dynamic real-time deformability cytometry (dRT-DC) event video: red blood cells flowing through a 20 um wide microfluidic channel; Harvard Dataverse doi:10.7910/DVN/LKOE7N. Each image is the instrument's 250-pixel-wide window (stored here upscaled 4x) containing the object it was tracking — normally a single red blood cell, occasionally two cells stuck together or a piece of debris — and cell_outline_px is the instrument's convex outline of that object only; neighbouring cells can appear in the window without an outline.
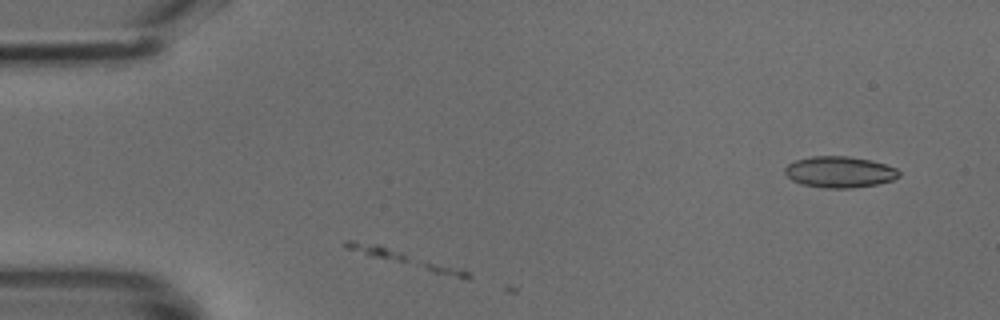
{"species": "common noctule bat (a hibernating species)", "species_latin": "Nyctalus noctula", "temperature_condition": "cold", "stored_images_in_passage": 47, "camera_frame_rate_fps": 3000, "um_per_image_px": 0.085, "animal": {"sex": "male", "body_mass_g": 18.8}, "frame": {"image": 1, "passage_image": 2, "time_ms": 0.333, "image_size_px": [1000, 320], "cell_outline_px": [[896, 176], [888, 180], [872, 184], [808, 184], [800, 180], [792, 164], [804, 160], [864, 160], [880, 164], [892, 168], [896, 172]], "centroid_in_image_um": [71.62, 14.62], "position_along_channel_um": 13.4, "area_um2": 15.43}}
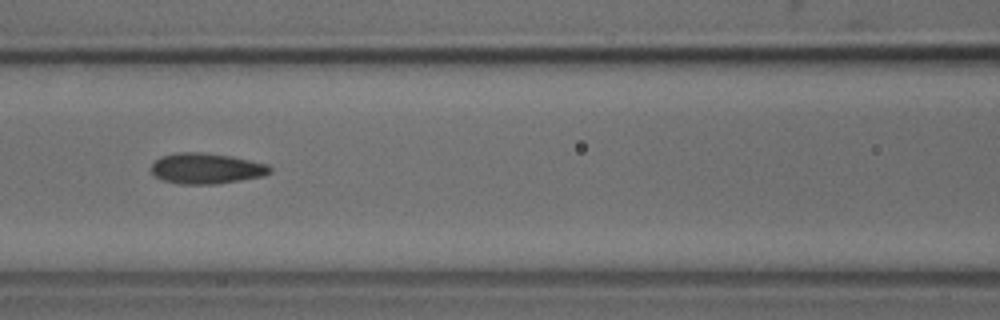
{"frame": {"image": 2, "passage_image": 20, "time_ms": 6.333, "image_size_px": [1000, 320], "cell_outline_px": [[268, 168], [264, 172], [248, 176], [228, 180], [172, 180], [160, 176], [152, 168], [160, 160], [168, 156], [216, 156], [240, 160], [256, 164]], "centroid_in_image_um": [17.45, 14.3], "position_along_channel_um": 149.1, "area_um2": 15.72}}
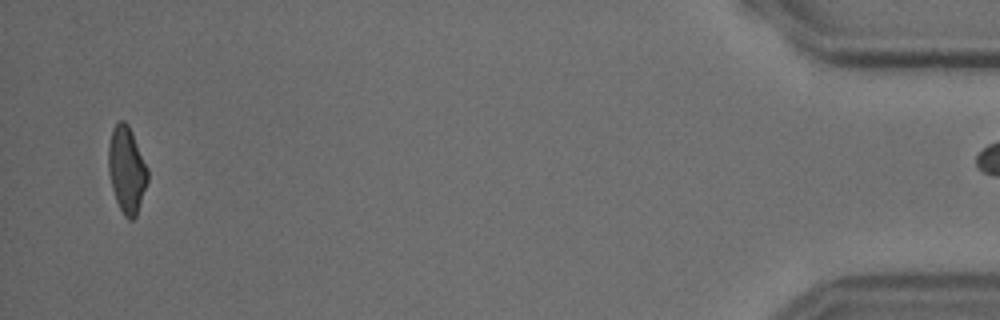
{"frame": {"image": 3, "passage_image": 46, "time_ms": 15.0, "image_size_px": [1000, 320], "cell_outline_px": [[148, 176], [136, 212], [132, 216], [128, 216], [124, 212], [116, 196], [112, 180], [112, 136], [116, 124], [124, 124], [128, 128], [132, 136], [148, 172]], "centroid_in_image_um": [10.83, 14.45], "position_along_channel_um": 424.4, "area_um2": 16.47}}